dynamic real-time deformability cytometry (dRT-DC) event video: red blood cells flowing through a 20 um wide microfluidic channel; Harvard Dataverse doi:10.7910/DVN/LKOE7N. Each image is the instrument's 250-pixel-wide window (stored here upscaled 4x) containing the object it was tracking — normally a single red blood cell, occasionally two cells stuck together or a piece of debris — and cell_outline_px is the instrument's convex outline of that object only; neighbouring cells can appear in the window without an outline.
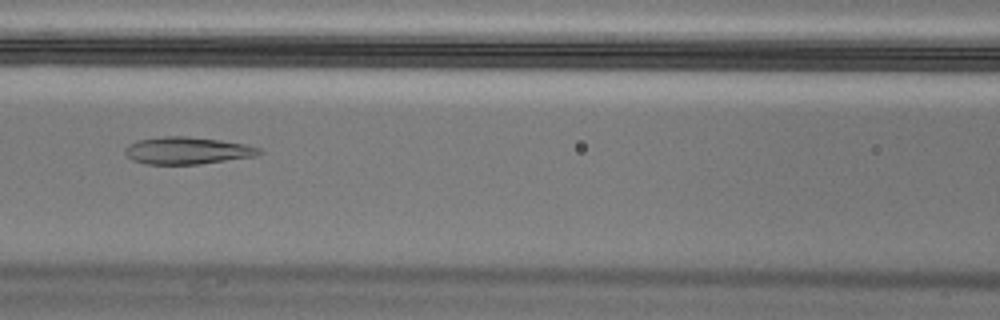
{"species": "Egyptian fruit bat (a non-hibernating species)", "species_latin": "Rousettus aegyptiacus", "temperature_condition": "cold", "stored_images_in_passage": 57, "camera_frame_rate_fps": 3000, "um_per_image_px": 0.085, "animal": {"sex": "male"}, "frame": {"image": 1, "passage_image": 26, "time_ms": 8.333, "image_size_px": [1000, 320], "cell_outline_px": [[264, 152], [256, 156], [200, 164], [148, 164], [132, 160], [124, 152], [124, 148], [128, 144], [136, 140], [164, 136], [188, 136], [220, 140], [244, 144], [260, 148]], "centroid_in_image_um": [15.91, 12.79], "position_along_channel_um": 150.7, "area_um2": 21.33}}
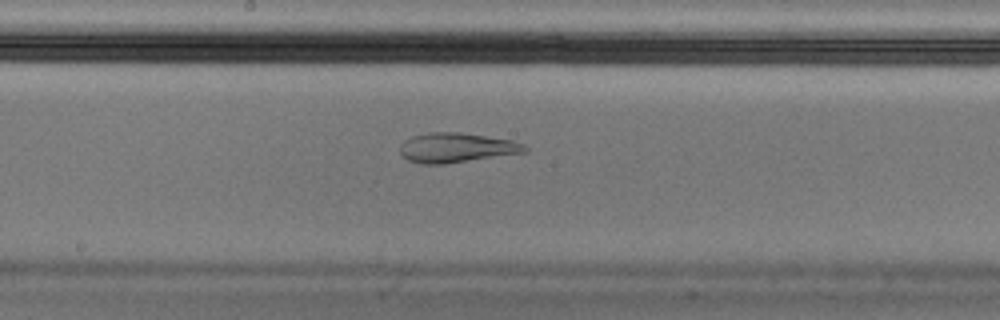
{"frame": {"image": 2, "passage_image": 31, "time_ms": 10.0, "image_size_px": [1000, 320], "cell_outline_px": [[528, 152], [444, 164], [420, 164], [408, 160], [400, 152], [400, 144], [404, 140], [412, 136], [428, 132], [456, 132], [512, 140], [524, 144], [528, 148]], "centroid_in_image_um": [38.79, 12.56], "position_along_channel_um": 209.4, "area_um2": 21.56}}
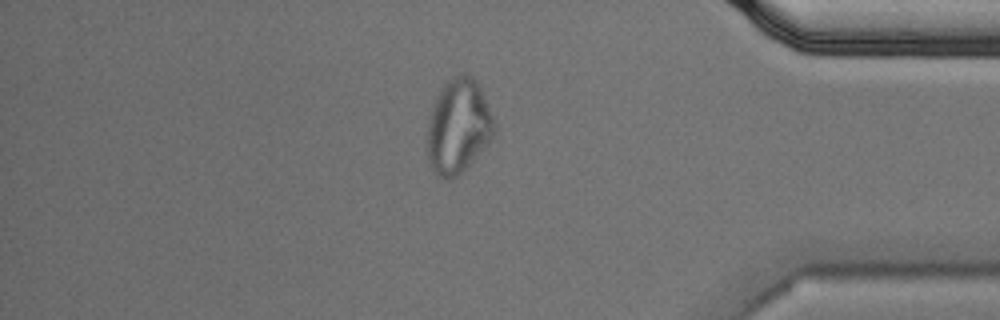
{"frame": {"image": 3, "passage_image": 49, "time_ms": 16.0, "image_size_px": [1000, 320], "cell_outline_px": [[496, 132], [492, 140], [456, 176], [448, 180], [440, 176], [432, 168], [428, 160], [428, 120], [432, 108], [440, 88], [448, 80], [456, 76], [472, 76], [480, 84], [496, 124]], "centroid_in_image_um": [38.99, 10.72], "position_along_channel_um": 396.2, "area_um2": 36.53}, "authors_computed_cell_mechanics": {"area_um2": 24.1026, "velocity_mm_per_s": 3.5346, "shape_relaxation_time_tau1_ms": null, "shape_relaxation_time_tau2_ms": 1.3913, "deformation_change_tau1": null, "deformation_change_tau2": 0.0795}}